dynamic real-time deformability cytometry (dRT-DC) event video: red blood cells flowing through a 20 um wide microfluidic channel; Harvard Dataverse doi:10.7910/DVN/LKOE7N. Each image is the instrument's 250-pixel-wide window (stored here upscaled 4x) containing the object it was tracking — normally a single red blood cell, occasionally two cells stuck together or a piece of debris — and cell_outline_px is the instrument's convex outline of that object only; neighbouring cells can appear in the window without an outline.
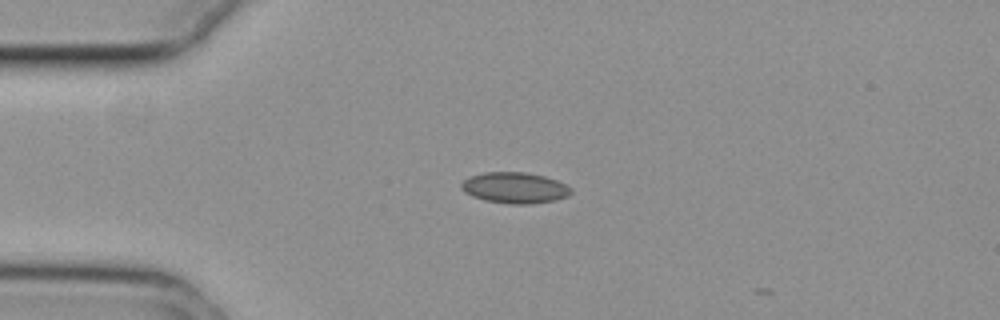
{"species": "common noctule bat (a hibernating species)", "species_latin": "Nyctalus noctula", "temperature_condition": "cold", "stored_images_in_passage": 2, "camera_frame_rate_fps": 3000, "um_per_image_px": 0.085, "animal": {"sex": "female", "body_mass_g": 29.2, "forearm_length_mm": 56.3}, "frame": {"image": 1, "passage_image": 1, "time_ms": 0.0, "image_size_px": [1000, 320], "cell_outline_px": [[572, 192], [568, 196], [556, 200], [528, 204], [508, 204], [484, 200], [472, 196], [464, 192], [460, 188], [460, 184], [468, 176], [484, 172], [528, 172], [544, 176], [556, 180], [572, 188]], "centroid_in_image_um": [43.73, 15.96], "position_along_channel_um": 41.3, "area_um2": 20.0}}